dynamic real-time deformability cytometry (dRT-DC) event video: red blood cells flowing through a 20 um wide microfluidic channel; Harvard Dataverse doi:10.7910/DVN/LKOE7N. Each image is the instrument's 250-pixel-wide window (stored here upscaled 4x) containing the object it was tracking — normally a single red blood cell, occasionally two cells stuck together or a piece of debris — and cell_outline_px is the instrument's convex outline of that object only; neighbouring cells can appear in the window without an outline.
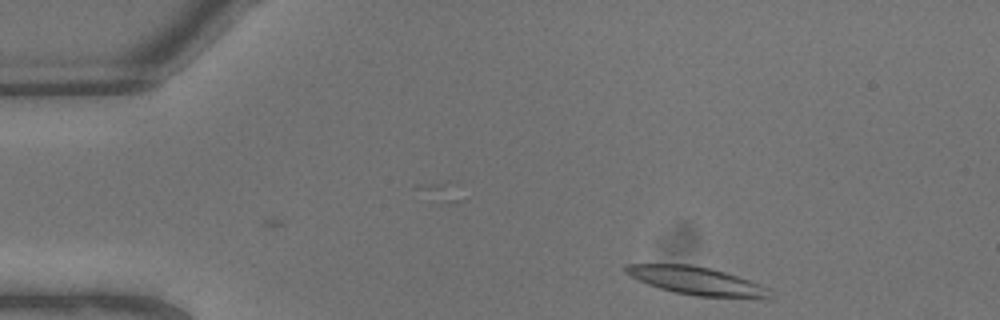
{"species": "common noctule bat (a hibernating species)", "species_latin": "Nyctalus noctula", "temperature_condition": "warm", "stored_images_in_passage": 7, "segment_of_instrument_passage": [2, 2], "camera_frame_rate_fps": 3000, "um_per_image_px": 0.085, "animal": {"sex": "male", "body_mass_g": 13.3}, "frame": {"image": 1, "passage_image": 7, "time_ms": 2.0, "image_size_px": [1000, 320], "cell_outline_px": [[772, 296], [768, 300], [696, 296], [672, 292], [648, 284], [624, 272], [624, 264], [692, 264], [712, 268], [760, 284], [768, 288]], "centroid_in_image_um": [59.28, 23.9], "position_along_channel_um": 25.7, "area_um2": 23.93}}